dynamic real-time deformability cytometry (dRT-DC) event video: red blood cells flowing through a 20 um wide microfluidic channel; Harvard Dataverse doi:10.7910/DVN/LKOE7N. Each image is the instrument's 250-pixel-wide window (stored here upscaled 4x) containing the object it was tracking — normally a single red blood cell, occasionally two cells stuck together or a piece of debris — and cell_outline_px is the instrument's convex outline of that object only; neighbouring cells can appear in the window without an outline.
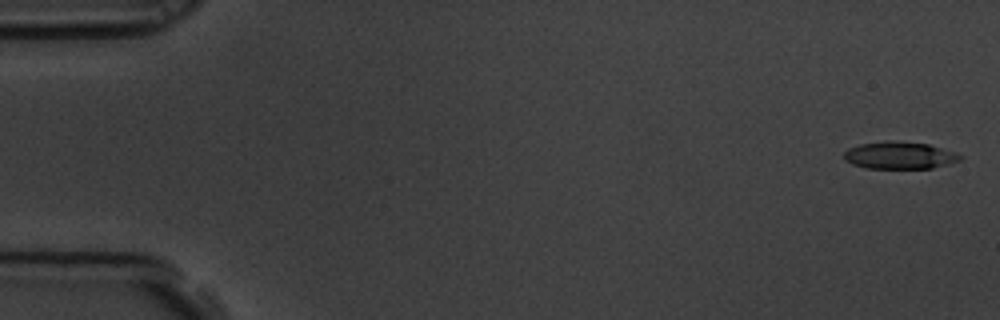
{"species": "common noctule bat (a hibernating species)", "species_latin": "Nyctalus noctula", "temperature_condition": "room temperature", "stored_images_in_passage": 6, "camera_frame_rate_fps": 3000, "um_per_image_px": 0.085, "animal": {"sex": "male", "body_mass_g": 19.5, "forearm_length_mm": 54.6}, "frame": {"image": 1, "passage_image": 1, "time_ms": 0.0, "image_size_px": [1000, 320], "cell_outline_px": [[964, 156], [960, 160], [948, 164], [932, 168], [864, 168], [852, 164], [844, 160], [844, 152], [848, 148], [860, 144], [888, 140], [892, 140], [928, 144], [956, 152]], "centroid_in_image_um": [76.46, 13.2], "position_along_channel_um": 8.5, "area_um2": 18.55}}
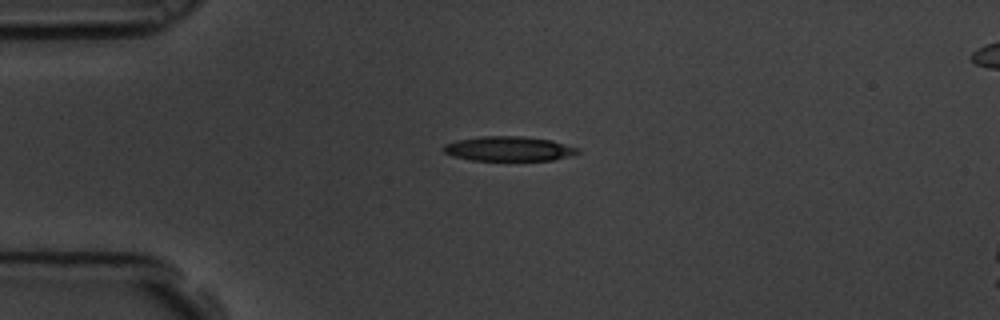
{"frame": {"image": 2, "passage_image": 4, "time_ms": 1.0, "image_size_px": [1000, 320], "cell_outline_px": [[580, 152], [568, 156], [552, 160], [472, 160], [452, 156], [444, 152], [440, 148], [444, 144], [456, 140], [484, 136], [524, 136], [552, 140], [580, 148]], "centroid_in_image_um": [43.23, 12.63], "position_along_channel_um": 41.8, "area_um2": 19.36}}
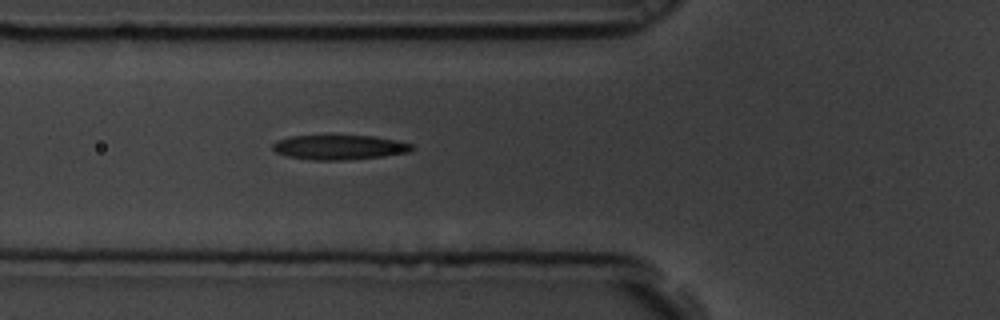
{"frame": {"image": 3, "passage_image": 6, "time_ms": 1.667, "image_size_px": [1000, 320], "cell_outline_px": [[416, 148], [408, 152], [380, 156], [340, 160], [312, 160], [288, 156], [276, 152], [272, 148], [272, 144], [276, 140], [288, 136], [372, 136], [396, 140], [412, 144]], "centroid_in_image_um": [28.81, 12.51], "position_along_channel_um": 97.0, "area_um2": 19.77}}